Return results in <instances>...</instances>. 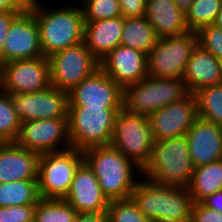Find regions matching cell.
I'll use <instances>...</instances> for the list:
<instances>
[{"instance_id":"1","label":"cell","mask_w":222,"mask_h":222,"mask_svg":"<svg viewBox=\"0 0 222 222\" xmlns=\"http://www.w3.org/2000/svg\"><path fill=\"white\" fill-rule=\"evenodd\" d=\"M49 1L53 3L52 6ZM49 1L31 0L29 6L37 20L40 46L45 57L84 42L85 21L79 2L71 0L63 4L60 0L56 4V0Z\"/></svg>"},{"instance_id":"2","label":"cell","mask_w":222,"mask_h":222,"mask_svg":"<svg viewBox=\"0 0 222 222\" xmlns=\"http://www.w3.org/2000/svg\"><path fill=\"white\" fill-rule=\"evenodd\" d=\"M83 152L84 161L93 170L102 193L109 201L131 197L142 177V169L111 144L91 147Z\"/></svg>"},{"instance_id":"3","label":"cell","mask_w":222,"mask_h":222,"mask_svg":"<svg viewBox=\"0 0 222 222\" xmlns=\"http://www.w3.org/2000/svg\"><path fill=\"white\" fill-rule=\"evenodd\" d=\"M194 172L186 136L154 141L142 177L156 184L188 187Z\"/></svg>"},{"instance_id":"4","label":"cell","mask_w":222,"mask_h":222,"mask_svg":"<svg viewBox=\"0 0 222 222\" xmlns=\"http://www.w3.org/2000/svg\"><path fill=\"white\" fill-rule=\"evenodd\" d=\"M123 107H68V134L72 147L84 151L110 145L117 113Z\"/></svg>"},{"instance_id":"5","label":"cell","mask_w":222,"mask_h":222,"mask_svg":"<svg viewBox=\"0 0 222 222\" xmlns=\"http://www.w3.org/2000/svg\"><path fill=\"white\" fill-rule=\"evenodd\" d=\"M189 94L183 78L147 76L123 89V108L130 113L148 117L156 110L180 101Z\"/></svg>"},{"instance_id":"6","label":"cell","mask_w":222,"mask_h":222,"mask_svg":"<svg viewBox=\"0 0 222 222\" xmlns=\"http://www.w3.org/2000/svg\"><path fill=\"white\" fill-rule=\"evenodd\" d=\"M83 162L84 152L74 147L40 154L37 177L40 199H64Z\"/></svg>"},{"instance_id":"7","label":"cell","mask_w":222,"mask_h":222,"mask_svg":"<svg viewBox=\"0 0 222 222\" xmlns=\"http://www.w3.org/2000/svg\"><path fill=\"white\" fill-rule=\"evenodd\" d=\"M111 145L143 169L149 162L154 145L148 117L122 108L115 119Z\"/></svg>"},{"instance_id":"8","label":"cell","mask_w":222,"mask_h":222,"mask_svg":"<svg viewBox=\"0 0 222 222\" xmlns=\"http://www.w3.org/2000/svg\"><path fill=\"white\" fill-rule=\"evenodd\" d=\"M198 44L197 32L158 38L147 55L148 76L154 78H183L187 62Z\"/></svg>"},{"instance_id":"9","label":"cell","mask_w":222,"mask_h":222,"mask_svg":"<svg viewBox=\"0 0 222 222\" xmlns=\"http://www.w3.org/2000/svg\"><path fill=\"white\" fill-rule=\"evenodd\" d=\"M51 86L69 92L100 68L84 42L48 57Z\"/></svg>"},{"instance_id":"10","label":"cell","mask_w":222,"mask_h":222,"mask_svg":"<svg viewBox=\"0 0 222 222\" xmlns=\"http://www.w3.org/2000/svg\"><path fill=\"white\" fill-rule=\"evenodd\" d=\"M49 86L48 57L40 56L0 65V89L7 94L39 92Z\"/></svg>"},{"instance_id":"11","label":"cell","mask_w":222,"mask_h":222,"mask_svg":"<svg viewBox=\"0 0 222 222\" xmlns=\"http://www.w3.org/2000/svg\"><path fill=\"white\" fill-rule=\"evenodd\" d=\"M39 154L72 147L68 134V118L41 119L21 123L14 141Z\"/></svg>"},{"instance_id":"12","label":"cell","mask_w":222,"mask_h":222,"mask_svg":"<svg viewBox=\"0 0 222 222\" xmlns=\"http://www.w3.org/2000/svg\"><path fill=\"white\" fill-rule=\"evenodd\" d=\"M68 107H123V89L99 68L68 92Z\"/></svg>"},{"instance_id":"13","label":"cell","mask_w":222,"mask_h":222,"mask_svg":"<svg viewBox=\"0 0 222 222\" xmlns=\"http://www.w3.org/2000/svg\"><path fill=\"white\" fill-rule=\"evenodd\" d=\"M198 118L195 94L166 105L148 116L154 141L185 136Z\"/></svg>"},{"instance_id":"14","label":"cell","mask_w":222,"mask_h":222,"mask_svg":"<svg viewBox=\"0 0 222 222\" xmlns=\"http://www.w3.org/2000/svg\"><path fill=\"white\" fill-rule=\"evenodd\" d=\"M44 56L40 46L39 28L34 14L28 9L11 23L2 52V64Z\"/></svg>"},{"instance_id":"15","label":"cell","mask_w":222,"mask_h":222,"mask_svg":"<svg viewBox=\"0 0 222 222\" xmlns=\"http://www.w3.org/2000/svg\"><path fill=\"white\" fill-rule=\"evenodd\" d=\"M21 123L68 118V92L53 86L39 92L11 95Z\"/></svg>"},{"instance_id":"16","label":"cell","mask_w":222,"mask_h":222,"mask_svg":"<svg viewBox=\"0 0 222 222\" xmlns=\"http://www.w3.org/2000/svg\"><path fill=\"white\" fill-rule=\"evenodd\" d=\"M99 64L122 89L148 76L147 54L123 45L110 51Z\"/></svg>"},{"instance_id":"17","label":"cell","mask_w":222,"mask_h":222,"mask_svg":"<svg viewBox=\"0 0 222 222\" xmlns=\"http://www.w3.org/2000/svg\"><path fill=\"white\" fill-rule=\"evenodd\" d=\"M63 200L78 213L106 212L109 204L93 170L85 161L76 170L69 192Z\"/></svg>"},{"instance_id":"18","label":"cell","mask_w":222,"mask_h":222,"mask_svg":"<svg viewBox=\"0 0 222 222\" xmlns=\"http://www.w3.org/2000/svg\"><path fill=\"white\" fill-rule=\"evenodd\" d=\"M185 136L194 168L220 159L222 155V126L198 117Z\"/></svg>"},{"instance_id":"19","label":"cell","mask_w":222,"mask_h":222,"mask_svg":"<svg viewBox=\"0 0 222 222\" xmlns=\"http://www.w3.org/2000/svg\"><path fill=\"white\" fill-rule=\"evenodd\" d=\"M39 158L15 142H0V183L37 180Z\"/></svg>"},{"instance_id":"20","label":"cell","mask_w":222,"mask_h":222,"mask_svg":"<svg viewBox=\"0 0 222 222\" xmlns=\"http://www.w3.org/2000/svg\"><path fill=\"white\" fill-rule=\"evenodd\" d=\"M183 80L192 94L201 88L222 84L220 60L197 44L187 62Z\"/></svg>"},{"instance_id":"21","label":"cell","mask_w":222,"mask_h":222,"mask_svg":"<svg viewBox=\"0 0 222 222\" xmlns=\"http://www.w3.org/2000/svg\"><path fill=\"white\" fill-rule=\"evenodd\" d=\"M124 18L85 22L84 44L100 62L110 51L120 45Z\"/></svg>"},{"instance_id":"22","label":"cell","mask_w":222,"mask_h":222,"mask_svg":"<svg viewBox=\"0 0 222 222\" xmlns=\"http://www.w3.org/2000/svg\"><path fill=\"white\" fill-rule=\"evenodd\" d=\"M145 17L158 38L179 36L189 31L186 15L174 0H147Z\"/></svg>"},{"instance_id":"23","label":"cell","mask_w":222,"mask_h":222,"mask_svg":"<svg viewBox=\"0 0 222 222\" xmlns=\"http://www.w3.org/2000/svg\"><path fill=\"white\" fill-rule=\"evenodd\" d=\"M130 198L150 222H159L166 215L167 185L141 177Z\"/></svg>"},{"instance_id":"24","label":"cell","mask_w":222,"mask_h":222,"mask_svg":"<svg viewBox=\"0 0 222 222\" xmlns=\"http://www.w3.org/2000/svg\"><path fill=\"white\" fill-rule=\"evenodd\" d=\"M194 203H200L205 198L222 190V164L215 161L194 168L192 180L188 186Z\"/></svg>"},{"instance_id":"25","label":"cell","mask_w":222,"mask_h":222,"mask_svg":"<svg viewBox=\"0 0 222 222\" xmlns=\"http://www.w3.org/2000/svg\"><path fill=\"white\" fill-rule=\"evenodd\" d=\"M157 41L158 36L145 16L124 18L120 45L139 50L148 55Z\"/></svg>"},{"instance_id":"26","label":"cell","mask_w":222,"mask_h":222,"mask_svg":"<svg viewBox=\"0 0 222 222\" xmlns=\"http://www.w3.org/2000/svg\"><path fill=\"white\" fill-rule=\"evenodd\" d=\"M39 200L37 180L0 183V207L36 204Z\"/></svg>"},{"instance_id":"27","label":"cell","mask_w":222,"mask_h":222,"mask_svg":"<svg viewBox=\"0 0 222 222\" xmlns=\"http://www.w3.org/2000/svg\"><path fill=\"white\" fill-rule=\"evenodd\" d=\"M193 204L188 187L167 186L166 215L159 222H191Z\"/></svg>"},{"instance_id":"28","label":"cell","mask_w":222,"mask_h":222,"mask_svg":"<svg viewBox=\"0 0 222 222\" xmlns=\"http://www.w3.org/2000/svg\"><path fill=\"white\" fill-rule=\"evenodd\" d=\"M194 94L198 117L222 126V84L201 88Z\"/></svg>"},{"instance_id":"29","label":"cell","mask_w":222,"mask_h":222,"mask_svg":"<svg viewBox=\"0 0 222 222\" xmlns=\"http://www.w3.org/2000/svg\"><path fill=\"white\" fill-rule=\"evenodd\" d=\"M77 214L63 199H40L35 204L34 222H74Z\"/></svg>"},{"instance_id":"30","label":"cell","mask_w":222,"mask_h":222,"mask_svg":"<svg viewBox=\"0 0 222 222\" xmlns=\"http://www.w3.org/2000/svg\"><path fill=\"white\" fill-rule=\"evenodd\" d=\"M222 0H194L186 12V23L189 31L198 32L202 27L213 25Z\"/></svg>"},{"instance_id":"31","label":"cell","mask_w":222,"mask_h":222,"mask_svg":"<svg viewBox=\"0 0 222 222\" xmlns=\"http://www.w3.org/2000/svg\"><path fill=\"white\" fill-rule=\"evenodd\" d=\"M20 126L21 121L12 96L0 89V142H14Z\"/></svg>"},{"instance_id":"32","label":"cell","mask_w":222,"mask_h":222,"mask_svg":"<svg viewBox=\"0 0 222 222\" xmlns=\"http://www.w3.org/2000/svg\"><path fill=\"white\" fill-rule=\"evenodd\" d=\"M82 8L84 21L95 22L98 20L121 17L120 3L118 0H77Z\"/></svg>"},{"instance_id":"33","label":"cell","mask_w":222,"mask_h":222,"mask_svg":"<svg viewBox=\"0 0 222 222\" xmlns=\"http://www.w3.org/2000/svg\"><path fill=\"white\" fill-rule=\"evenodd\" d=\"M107 222H150L131 198L109 201Z\"/></svg>"},{"instance_id":"34","label":"cell","mask_w":222,"mask_h":222,"mask_svg":"<svg viewBox=\"0 0 222 222\" xmlns=\"http://www.w3.org/2000/svg\"><path fill=\"white\" fill-rule=\"evenodd\" d=\"M198 44L213 54L217 59H222V29L214 25L202 27L198 32Z\"/></svg>"},{"instance_id":"35","label":"cell","mask_w":222,"mask_h":222,"mask_svg":"<svg viewBox=\"0 0 222 222\" xmlns=\"http://www.w3.org/2000/svg\"><path fill=\"white\" fill-rule=\"evenodd\" d=\"M35 204L0 207V222H34Z\"/></svg>"},{"instance_id":"36","label":"cell","mask_w":222,"mask_h":222,"mask_svg":"<svg viewBox=\"0 0 222 222\" xmlns=\"http://www.w3.org/2000/svg\"><path fill=\"white\" fill-rule=\"evenodd\" d=\"M191 222H222V213L206 207L202 202L194 203Z\"/></svg>"},{"instance_id":"37","label":"cell","mask_w":222,"mask_h":222,"mask_svg":"<svg viewBox=\"0 0 222 222\" xmlns=\"http://www.w3.org/2000/svg\"><path fill=\"white\" fill-rule=\"evenodd\" d=\"M123 18H140L146 15L147 0H118Z\"/></svg>"},{"instance_id":"38","label":"cell","mask_w":222,"mask_h":222,"mask_svg":"<svg viewBox=\"0 0 222 222\" xmlns=\"http://www.w3.org/2000/svg\"><path fill=\"white\" fill-rule=\"evenodd\" d=\"M24 11H2L0 12V65L2 64V52L4 42L13 20Z\"/></svg>"},{"instance_id":"39","label":"cell","mask_w":222,"mask_h":222,"mask_svg":"<svg viewBox=\"0 0 222 222\" xmlns=\"http://www.w3.org/2000/svg\"><path fill=\"white\" fill-rule=\"evenodd\" d=\"M31 0H0V12L2 11H26Z\"/></svg>"},{"instance_id":"40","label":"cell","mask_w":222,"mask_h":222,"mask_svg":"<svg viewBox=\"0 0 222 222\" xmlns=\"http://www.w3.org/2000/svg\"><path fill=\"white\" fill-rule=\"evenodd\" d=\"M74 222H107L106 212L78 213Z\"/></svg>"},{"instance_id":"41","label":"cell","mask_w":222,"mask_h":222,"mask_svg":"<svg viewBox=\"0 0 222 222\" xmlns=\"http://www.w3.org/2000/svg\"><path fill=\"white\" fill-rule=\"evenodd\" d=\"M202 203L206 207L222 213V190L217 191L213 195L208 196L202 201Z\"/></svg>"},{"instance_id":"42","label":"cell","mask_w":222,"mask_h":222,"mask_svg":"<svg viewBox=\"0 0 222 222\" xmlns=\"http://www.w3.org/2000/svg\"><path fill=\"white\" fill-rule=\"evenodd\" d=\"M178 8L186 14L194 0H174Z\"/></svg>"},{"instance_id":"43","label":"cell","mask_w":222,"mask_h":222,"mask_svg":"<svg viewBox=\"0 0 222 222\" xmlns=\"http://www.w3.org/2000/svg\"><path fill=\"white\" fill-rule=\"evenodd\" d=\"M213 25L219 29H222V5L220 8V11L218 12L216 19L213 23Z\"/></svg>"},{"instance_id":"44","label":"cell","mask_w":222,"mask_h":222,"mask_svg":"<svg viewBox=\"0 0 222 222\" xmlns=\"http://www.w3.org/2000/svg\"><path fill=\"white\" fill-rule=\"evenodd\" d=\"M220 63H221V74H222V59H220Z\"/></svg>"},{"instance_id":"45","label":"cell","mask_w":222,"mask_h":222,"mask_svg":"<svg viewBox=\"0 0 222 222\" xmlns=\"http://www.w3.org/2000/svg\"><path fill=\"white\" fill-rule=\"evenodd\" d=\"M219 161L221 162V164H222V155L220 156V159H219Z\"/></svg>"}]
</instances>
